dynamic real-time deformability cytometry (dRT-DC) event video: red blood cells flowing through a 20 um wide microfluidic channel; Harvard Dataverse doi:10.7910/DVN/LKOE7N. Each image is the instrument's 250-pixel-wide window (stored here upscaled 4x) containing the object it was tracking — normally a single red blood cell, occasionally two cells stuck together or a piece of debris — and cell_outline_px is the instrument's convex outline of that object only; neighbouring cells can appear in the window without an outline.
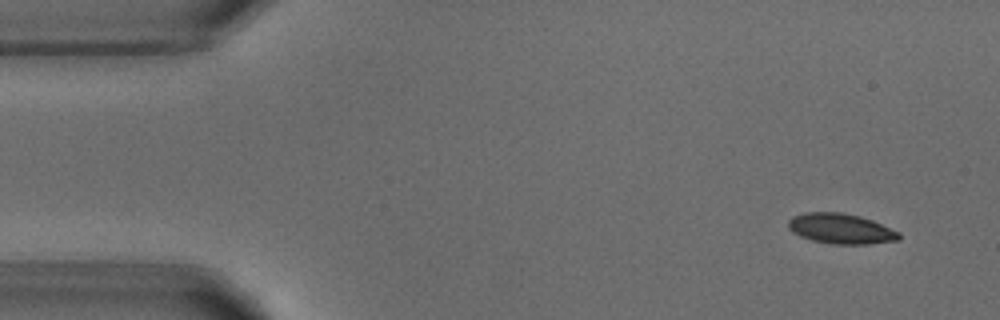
{"species": "common noctule bat (a hibernating species)", "species_latin": "Nyctalus noctula", "temperature_condition": "warm", "stored_images_in_passage": 2, "camera_frame_rate_fps": 3000, "um_per_image_px": 0.085, "animal": {"sex": "male", "body_mass_g": 18.8}, "frame": {"image": 1, "passage_image": 1, "time_ms": 0.0, "image_size_px": [1000, 320], "cell_outline_px": [[900, 240], [868, 244], [832, 244], [812, 240], [800, 236], [792, 232], [788, 228], [788, 220], [792, 216], [804, 212], [840, 212], [860, 216], [872, 220], [900, 232]], "centroid_in_image_um": [71.46, 19.43], "position_along_channel_um": 13.5, "area_um2": 19.65}}
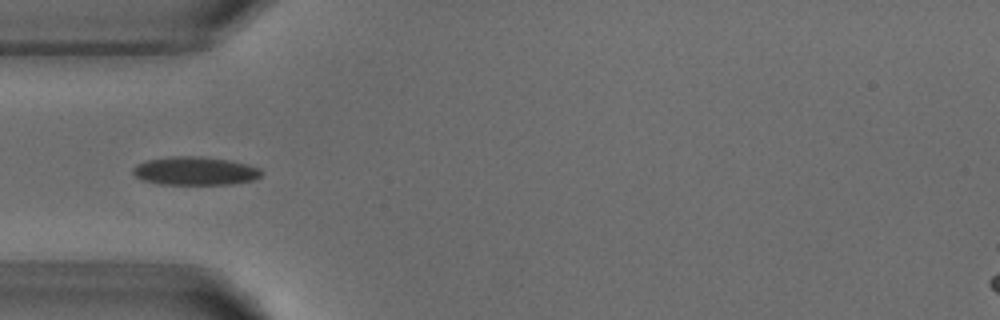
{"frame": {"image": 2, "passage_image": 2, "time_ms": 4.0, "image_size_px": [1000, 320], "cell_outline_px": [[264, 172], [260, 176], [252, 180], [232, 184], [160, 184], [140, 180], [132, 172], [132, 168], [136, 164], [148, 160], [172, 156], [200, 156], [228, 160], [248, 164], [260, 168]], "centroid_in_image_um": [16.57, 14.53], "position_along_channel_um": 68.4, "area_um2": 21.33}}